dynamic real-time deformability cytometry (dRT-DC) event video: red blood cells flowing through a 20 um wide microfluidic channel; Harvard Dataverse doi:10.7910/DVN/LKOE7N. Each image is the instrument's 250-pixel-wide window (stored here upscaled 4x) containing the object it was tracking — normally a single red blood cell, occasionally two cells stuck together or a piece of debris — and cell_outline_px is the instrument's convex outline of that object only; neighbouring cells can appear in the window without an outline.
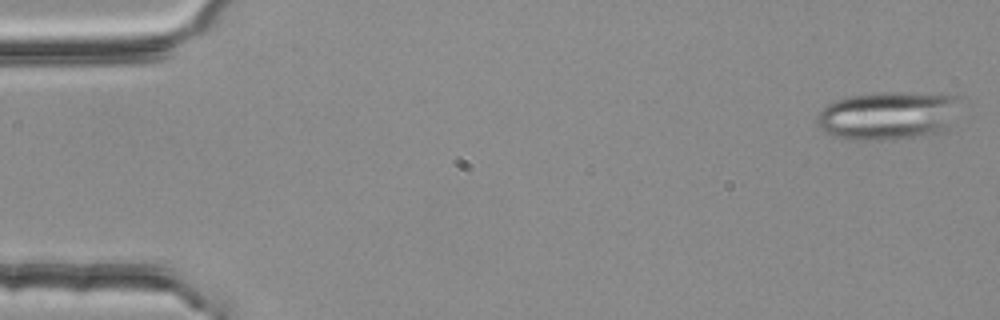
{"species": "common noctule bat (a hibernating species)", "species_latin": "Nyctalus noctula", "temperature_condition": "room temperature", "stored_images_in_passage": 54, "segment_of_instrument_passage": [1, 2], "camera_frame_rate_fps": 3000, "um_per_image_px": 0.085, "animal": {"sex": "female", "body_mass_g": 25.1}, "frame": {"image": 1, "passage_image": 2, "time_ms": 0.333, "image_size_px": [1000, 320], "cell_outline_px": [[960, 96], [944, 132], [884, 140], [848, 140], [824, 132], [820, 128], [816, 120], [816, 116], [832, 100], [848, 96], [876, 92], [940, 92]], "centroid_in_image_um": [75.43, 9.79], "position_along_channel_um": 9.6, "area_um2": 40.52}}